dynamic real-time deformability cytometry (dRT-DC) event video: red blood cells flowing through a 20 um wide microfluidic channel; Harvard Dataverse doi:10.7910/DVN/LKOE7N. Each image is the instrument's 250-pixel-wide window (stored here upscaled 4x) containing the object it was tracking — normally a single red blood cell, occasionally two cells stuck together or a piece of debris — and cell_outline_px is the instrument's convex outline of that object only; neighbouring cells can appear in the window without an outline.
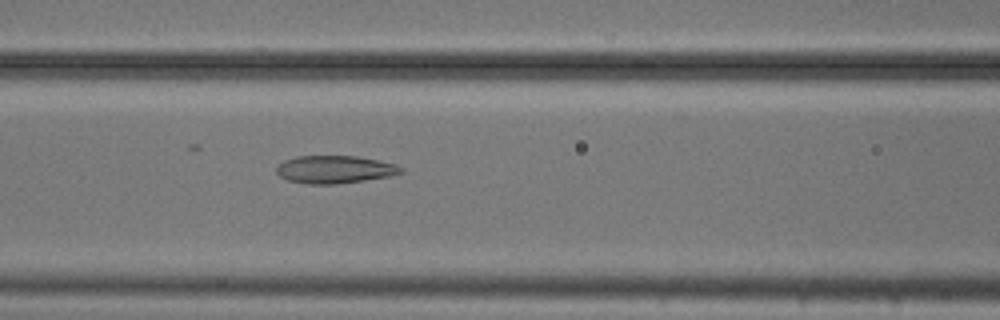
{"species": "common noctule bat (a hibernating species)", "species_latin": "Nyctalus noctula", "temperature_condition": "cold", "stored_images_in_passage": 41, "camera_frame_rate_fps": 3000, "um_per_image_px": 0.085, "animal": {"sex": "male", "body_mass_g": 20.5, "forearm_length_mm": 52.5}, "frame": {"image": 1, "passage_image": 10, "time_ms": 3.0, "image_size_px": [1000, 320], "cell_outline_px": [[404, 172], [388, 176], [364, 180], [336, 184], [308, 184], [288, 180], [280, 176], [276, 172], [276, 168], [284, 160], [296, 156], [356, 156], [396, 164], [404, 168]], "centroid_in_image_um": [28.45, 14.4], "position_along_channel_um": 138.2, "area_um2": 20.0}}
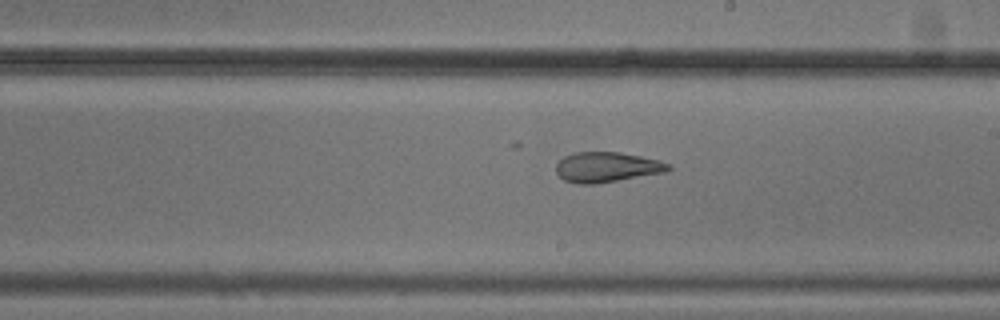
{"frame": {"image": 2, "passage_image": 18, "time_ms": 5.667, "image_size_px": [1000, 320], "cell_outline_px": [[672, 168], [664, 172], [596, 184], [580, 184], [564, 180], [556, 172], [556, 164], [564, 156], [572, 152], [620, 152], [640, 156], [672, 164]], "centroid_in_image_um": [51.56, 14.2], "position_along_channel_um": 237.4, "area_um2": 19.65}}
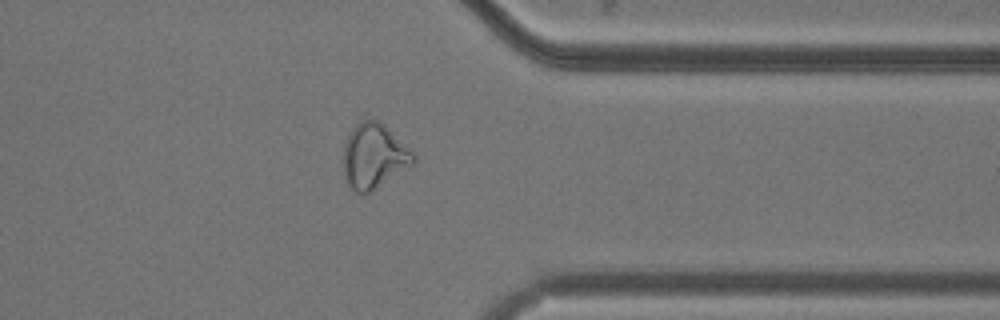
{"frame": {"image": 3, "passage_image": 30, "time_ms": 9.667, "image_size_px": [1000, 320], "cell_outline_px": [[416, 164], [368, 192], [356, 192], [348, 184], [344, 176], [344, 140], [356, 116], [360, 112], [364, 112], [384, 124], [416, 156]], "centroid_in_image_um": [31.74, 13.12], "position_along_channel_um": 379.7, "area_um2": 27.4}}